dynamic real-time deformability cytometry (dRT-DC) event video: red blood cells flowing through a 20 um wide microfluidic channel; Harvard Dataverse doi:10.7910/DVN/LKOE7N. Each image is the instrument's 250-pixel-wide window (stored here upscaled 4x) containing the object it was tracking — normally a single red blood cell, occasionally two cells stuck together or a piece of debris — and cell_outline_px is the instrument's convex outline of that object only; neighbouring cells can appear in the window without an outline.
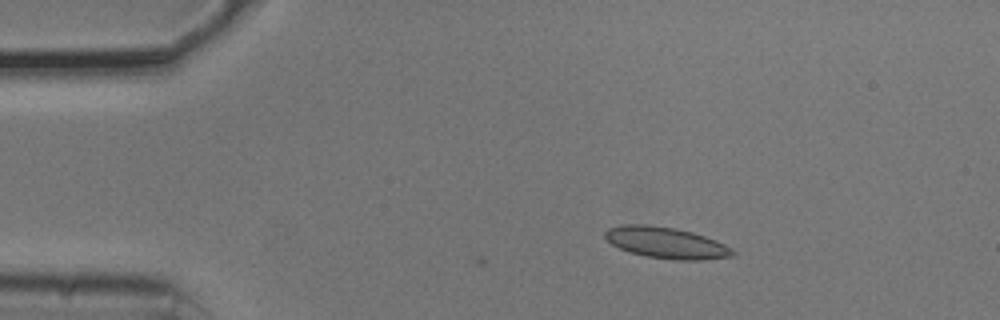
{"species": "common noctule bat (a hibernating species)", "species_latin": "Nyctalus noctula", "temperature_condition": "cold", "stored_images_in_passage": 3, "camera_frame_rate_fps": 3000, "um_per_image_px": 0.085, "animal": {"sex": "male", "body_mass_g": 20.5, "forearm_length_mm": 52.5}, "frame": {"image": 1, "passage_image": 1, "time_ms": 0.0, "image_size_px": [1000, 320], "cell_outline_px": [[736, 252], [732, 256], [700, 260], [676, 260], [644, 256], [628, 252], [612, 244], [604, 236], [604, 232], [608, 228], [620, 224], [644, 224], [676, 228], [692, 232], [716, 240], [732, 248]], "centroid_in_image_um": [56.6, 20.63], "position_along_channel_um": 28.4, "area_um2": 23.35}}